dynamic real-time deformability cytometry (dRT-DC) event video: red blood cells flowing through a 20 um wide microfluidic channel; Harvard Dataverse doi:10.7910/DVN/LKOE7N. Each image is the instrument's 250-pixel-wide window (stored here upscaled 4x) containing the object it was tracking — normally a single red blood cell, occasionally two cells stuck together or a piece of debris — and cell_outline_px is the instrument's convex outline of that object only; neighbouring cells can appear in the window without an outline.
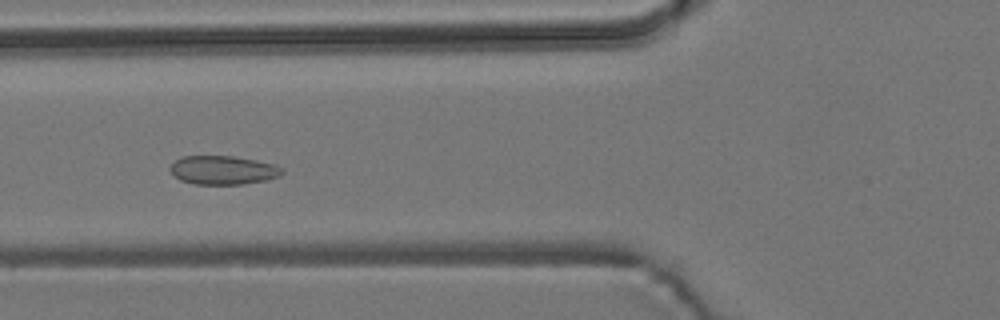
{"species": "common noctule bat (a hibernating species)", "species_latin": "Nyctalus noctula", "temperature_condition": "room temperature", "stored_images_in_passage": 8, "camera_frame_rate_fps": 3000, "um_per_image_px": 0.085, "animal": {"sex": "male", "body_mass_g": 19.2, "forearm_length_mm": 51.8}, "frame": {"image": 1, "passage_image": 7, "time_ms": 7.333, "image_size_px": [1000, 320], "cell_outline_px": [[284, 172], [280, 176], [268, 180], [244, 184], [192, 184], [180, 180], [168, 168], [176, 160], [184, 156], [232, 156], [256, 160], [276, 164]], "centroid_in_image_um": [18.98, 14.46], "position_along_channel_um": 106.8, "area_um2": 18.79}}
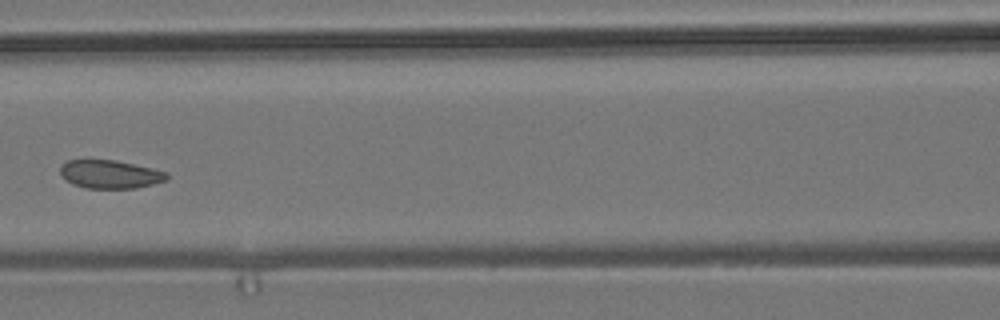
{"frame": {"image": 2, "passage_image": 8, "time_ms": 8.667, "image_size_px": [1000, 320], "cell_outline_px": [[168, 180], [136, 188], [88, 188], [72, 184], [60, 172], [60, 164], [68, 160], [84, 156], [116, 160], [152, 168], [168, 172]], "centroid_in_image_um": [9.31, 14.75], "position_along_channel_um": 157.3, "area_um2": 18.21}}